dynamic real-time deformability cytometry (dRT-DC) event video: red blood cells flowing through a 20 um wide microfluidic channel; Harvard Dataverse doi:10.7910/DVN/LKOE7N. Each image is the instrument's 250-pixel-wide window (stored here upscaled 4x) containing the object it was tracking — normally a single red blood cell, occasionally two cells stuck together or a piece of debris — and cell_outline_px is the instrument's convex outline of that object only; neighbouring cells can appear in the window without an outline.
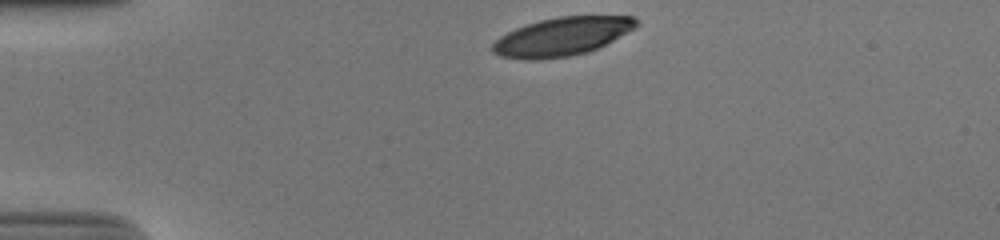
{"species": "human", "species_latin": "Homo sapiens", "temperature_condition": "cold", "stored_images_in_passage": 33, "camera_frame_rate_fps": 3000, "um_per_image_px": 0.085, "donor": {"sex": "male"}, "frame": {"image": 1, "passage_image": 1, "time_ms": 0.0, "image_size_px": [1000, 240], "cell_outline_px": [[640, 24], [636, 28], [588, 52], [568, 56], [540, 60], [520, 60], [500, 56], [492, 52], [492, 44], [500, 36], [516, 28], [540, 20], [556, 16], [632, 16]], "centroid_in_image_um": [47.74, 3.11], "position_along_channel_um": 37.3, "area_um2": 32.14}}
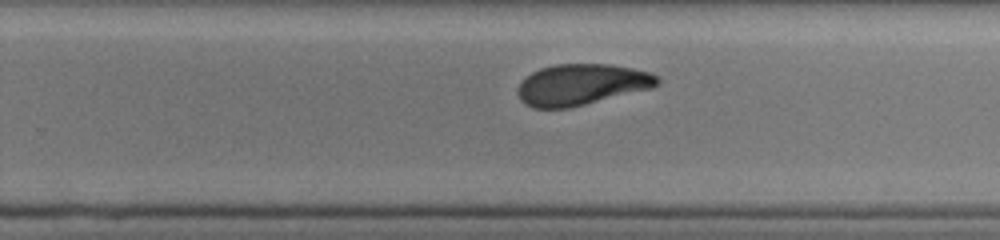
{"frame": {"image": 2, "passage_image": 24, "time_ms": 7.667, "image_size_px": [1000, 240], "cell_outline_px": [[660, 80], [652, 88], [568, 108], [532, 108], [524, 104], [520, 100], [516, 92], [516, 88], [520, 80], [532, 72], [540, 68], [556, 64], [608, 64], [632, 68], [648, 72], [656, 76]], "centroid_in_image_um": [49.34, 7.19], "position_along_channel_um": 280.5, "area_um2": 33.47}}
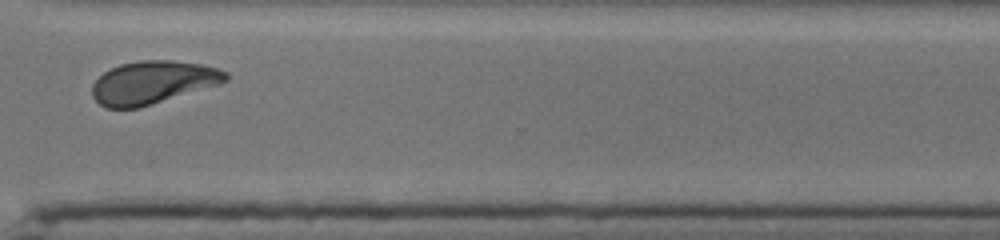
{"frame": {"image": 3, "passage_image": 30, "time_ms": 9.667, "image_size_px": [1000, 240], "cell_outline_px": [[228, 80], [220, 84], [140, 108], [104, 108], [92, 96], [92, 84], [104, 72], [120, 64], [140, 60], [172, 60], [200, 64], [216, 68], [228, 72]], "centroid_in_image_um": [12.99, 7.01], "position_along_channel_um": 357.6, "area_um2": 33.47}, "authors_computed_cell_mechanics": {"area_um2": 34.3332, "velocity_mm_per_s": 3.8232, "shape_relaxation_time_tau1_ms": 5.9477, "shape_relaxation_time_tau2_ms": 1.8244, "deformation_change_tau1": 0.1836, "deformation_change_tau2": 0.0772}}